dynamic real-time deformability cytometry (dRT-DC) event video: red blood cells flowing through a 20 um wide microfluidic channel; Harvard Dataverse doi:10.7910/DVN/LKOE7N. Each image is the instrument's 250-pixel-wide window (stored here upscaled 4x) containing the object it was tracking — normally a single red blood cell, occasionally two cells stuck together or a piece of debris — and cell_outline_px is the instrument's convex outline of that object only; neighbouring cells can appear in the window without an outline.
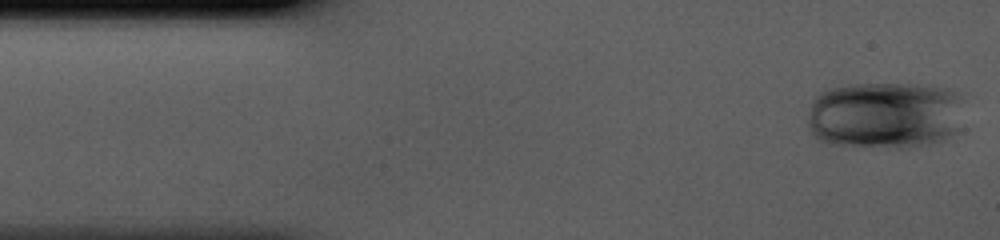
{"species": "human", "species_latin": "Homo sapiens", "temperature_condition": "cold", "stored_images_in_passage": 41, "camera_frame_rate_fps": 3000, "um_per_image_px": 0.085, "donor": {"sex": "male"}, "frame": {"image": 1, "passage_image": 1, "time_ms": 0.0, "image_size_px": [1000, 240], "cell_outline_px": [[960, 96], [956, 128], [944, 140], [908, 148], [888, 148], [828, 144], [816, 140], [808, 124], [808, 112], [812, 100], [820, 92], [832, 88], [848, 84], [912, 84], [948, 88], [956, 92]], "centroid_in_image_um": [75.12, 9.79], "position_along_channel_um": 9.9, "area_um2": 61.44}}
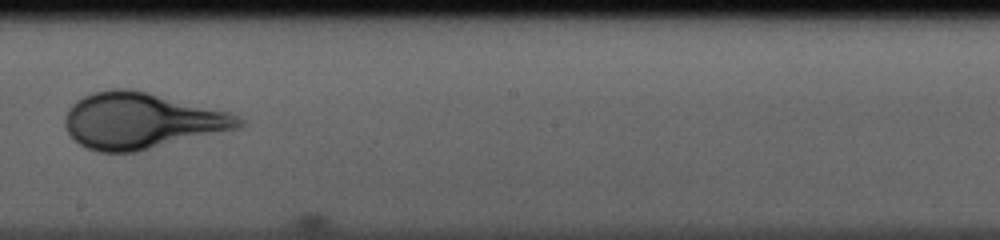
{"frame": {"image": 2, "passage_image": 23, "time_ms": 7.333, "image_size_px": [1000, 240], "cell_outline_px": [[244, 124], [240, 128], [136, 152], [96, 152], [80, 144], [68, 132], [64, 124], [64, 120], [68, 108], [76, 100], [92, 92], [112, 88], [128, 88], [148, 92], [228, 112], [244, 120]], "centroid_in_image_um": [12.0, 10.26], "position_along_channel_um": 236.2, "area_um2": 56.59}}
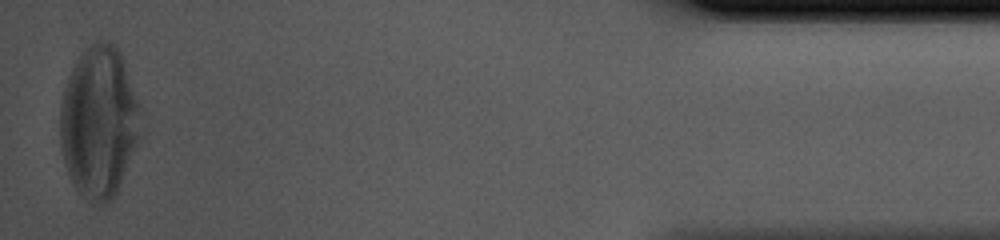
{"frame": {"image": 3, "passage_image": 41, "time_ms": 13.333, "image_size_px": [1000, 240], "cell_outline_px": [[144, 136], [116, 192], [104, 204], [88, 204], [80, 196], [72, 184], [64, 164], [60, 144], [60, 108], [64, 88], [68, 76], [76, 60], [84, 48], [100, 40], [108, 40], [116, 44], [124, 60], [140, 104], [144, 132]], "centroid_in_image_um": [8.45, 10.39], "position_along_channel_um": 426.7, "area_um2": 73.0}}